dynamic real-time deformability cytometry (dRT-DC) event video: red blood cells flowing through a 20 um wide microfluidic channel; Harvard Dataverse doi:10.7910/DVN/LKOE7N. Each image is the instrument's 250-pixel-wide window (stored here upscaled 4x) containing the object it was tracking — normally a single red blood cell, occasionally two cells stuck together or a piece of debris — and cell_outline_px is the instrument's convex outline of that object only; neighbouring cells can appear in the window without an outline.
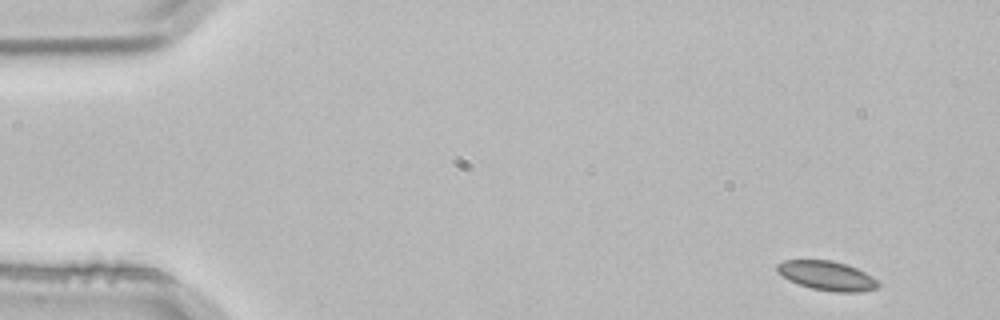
{"species": "common noctule bat (a hibernating species)", "species_latin": "Nyctalus noctula", "temperature_condition": "room temperature", "stored_images_in_passage": 3, "camera_frame_rate_fps": 3000, "um_per_image_px": 0.085, "animal": {"sex": "male", "body_mass_g": 21.5, "forearm_length_mm": 52.0}, "frame": {"image": 1, "passage_image": 1, "time_ms": 0.0, "image_size_px": [1000, 320], "cell_outline_px": [[880, 284], [876, 288], [860, 292], [836, 292], [812, 288], [788, 280], [776, 272], [776, 264], [784, 260], [832, 260], [856, 268], [872, 276]], "centroid_in_image_um": [70.26, 23.43], "position_along_channel_um": 14.7, "area_um2": 17.17}}
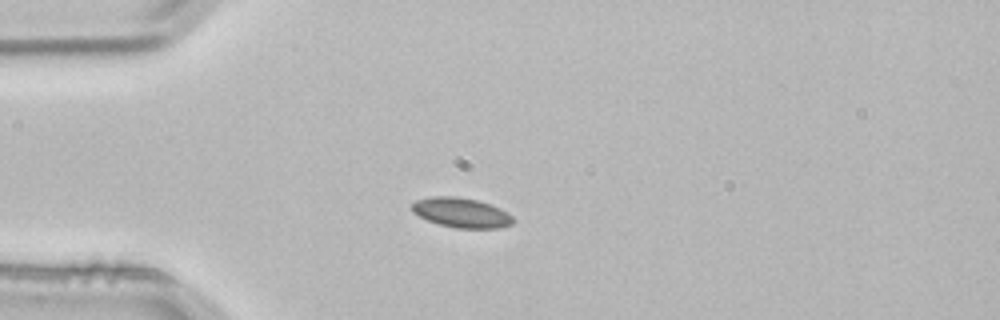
{"frame": {"image": 2, "passage_image": 3, "time_ms": 0.667, "image_size_px": [1000, 320], "cell_outline_px": [[516, 220], [512, 224], [500, 228], [456, 228], [440, 224], [428, 220], [412, 212], [412, 204], [416, 200], [432, 196], [456, 196], [476, 200], [492, 204], [508, 212]], "centroid_in_image_um": [39.26, 18.07], "position_along_channel_um": 45.7, "area_um2": 17.63}}